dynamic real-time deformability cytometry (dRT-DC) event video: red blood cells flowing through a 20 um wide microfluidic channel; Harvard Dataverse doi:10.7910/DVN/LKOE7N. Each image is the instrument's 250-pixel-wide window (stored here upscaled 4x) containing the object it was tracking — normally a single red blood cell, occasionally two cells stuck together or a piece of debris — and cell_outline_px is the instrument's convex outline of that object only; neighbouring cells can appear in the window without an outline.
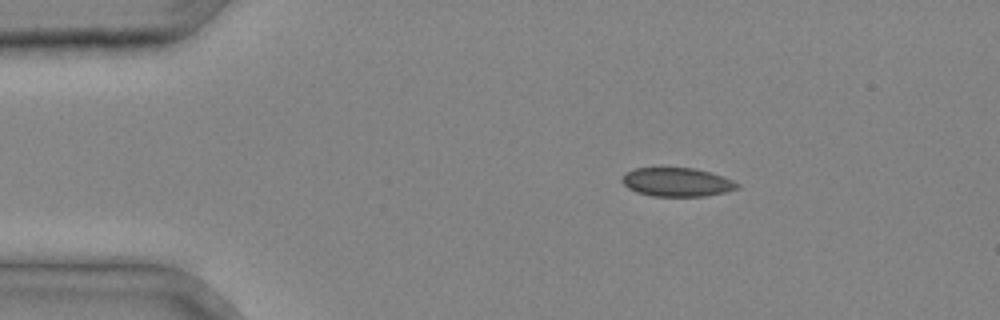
{"species": "common noctule bat (a hibernating species)", "species_latin": "Nyctalus noctula", "temperature_condition": "cold", "stored_images_in_passage": 31, "camera_frame_rate_fps": 3000, "um_per_image_px": 0.085, "animal": {"sex": "male", "body_mass_g": 20.4}, "frame": {"image": 1, "passage_image": 1, "time_ms": 0.0, "image_size_px": [1000, 320], "cell_outline_px": [[740, 188], [724, 192], [704, 196], [652, 196], [636, 192], [628, 188], [620, 180], [624, 172], [632, 168], [696, 168], [732, 180], [740, 184]], "centroid_in_image_um": [57.49, 15.48], "position_along_channel_um": 27.5, "area_um2": 19.31}}
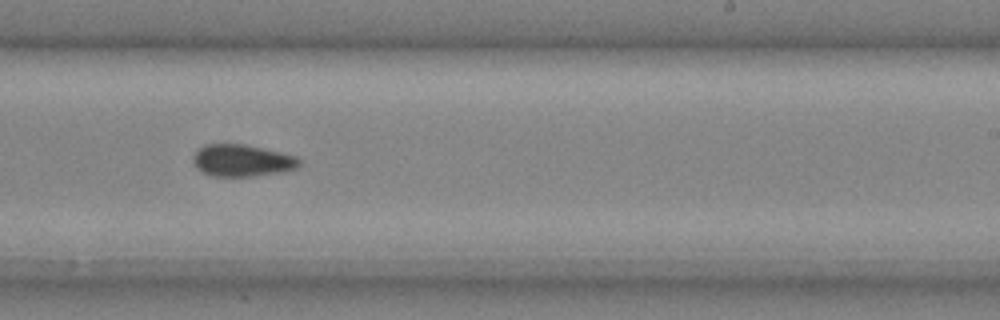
{"frame": {"image": 2, "passage_image": 18, "time_ms": 5.667, "image_size_px": [1000, 320], "cell_outline_px": [[304, 160], [296, 168], [284, 172], [248, 176], [212, 176], [200, 172], [196, 168], [192, 160], [192, 156], [204, 144], [244, 144], [280, 152], [296, 156]], "centroid_in_image_um": [20.57, 13.65], "position_along_channel_um": 268.4, "area_um2": 19.94}}
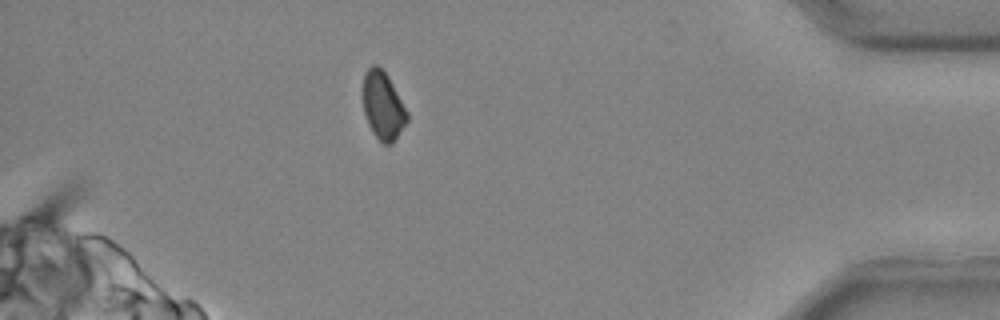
{"frame": {"image": 3, "passage_image": 28, "time_ms": 9.0, "image_size_px": [1000, 320], "cell_outline_px": [[408, 120], [392, 144], [384, 144], [372, 132], [368, 124], [364, 112], [364, 72], [372, 64], [376, 64], [388, 76], [408, 112]], "centroid_in_image_um": [32.56, 8.99], "position_along_channel_um": 402.6, "area_um2": 17.22}}